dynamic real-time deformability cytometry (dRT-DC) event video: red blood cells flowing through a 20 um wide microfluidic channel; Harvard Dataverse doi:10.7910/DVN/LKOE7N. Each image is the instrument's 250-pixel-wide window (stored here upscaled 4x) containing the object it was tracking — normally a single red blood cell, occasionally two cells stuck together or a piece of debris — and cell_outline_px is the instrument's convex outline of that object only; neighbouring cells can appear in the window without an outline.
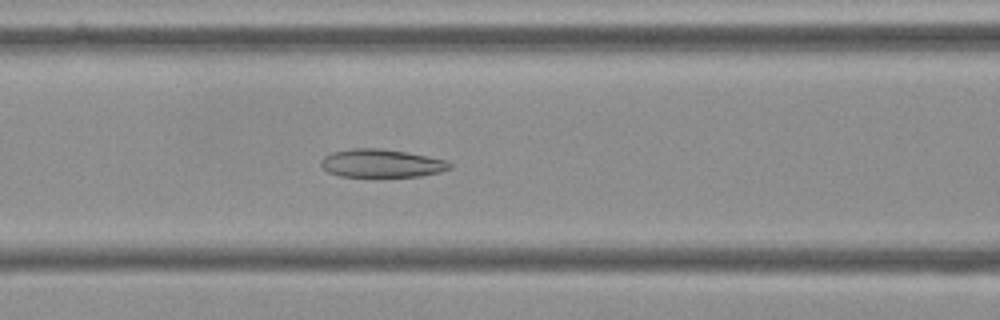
{"species": "Egyptian fruit bat (a non-hibernating species)", "species_latin": "Rousettus aegyptiacus", "temperature_condition": "cold", "stored_images_in_passage": 50, "camera_frame_rate_fps": 3000, "um_per_image_px": 0.085, "frame": {"image": 1, "passage_image": 17, "time_ms": 5.333, "image_size_px": [1000, 320], "cell_outline_px": [[452, 168], [440, 172], [420, 176], [340, 176], [328, 172], [320, 164], [320, 160], [324, 156], [332, 152], [352, 148], [380, 148], [428, 156], [444, 160], [452, 164]], "centroid_in_image_um": [32.41, 13.87], "position_along_channel_um": 134.2, "area_um2": 20.98}}
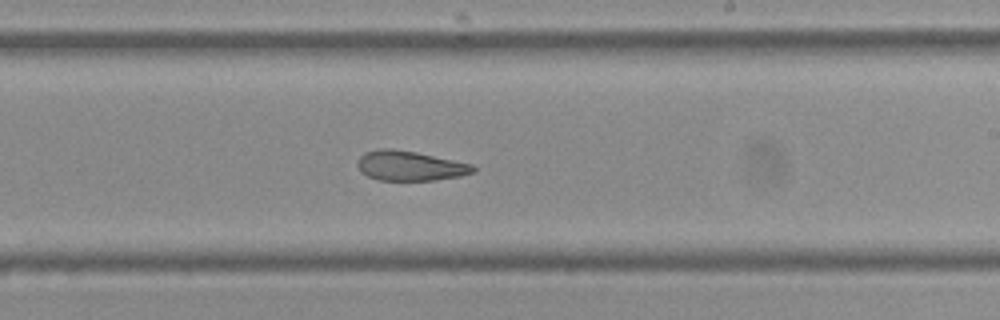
{"frame": {"image": 2, "passage_image": 27, "time_ms": 8.667, "image_size_px": [1000, 320], "cell_outline_px": [[476, 172], [460, 176], [436, 180], [376, 180], [360, 172], [356, 164], [360, 156], [364, 152], [380, 148], [392, 148], [416, 152], [472, 164], [476, 168]], "centroid_in_image_um": [34.82, 14.09], "position_along_channel_um": 254.2, "area_um2": 20.23}}
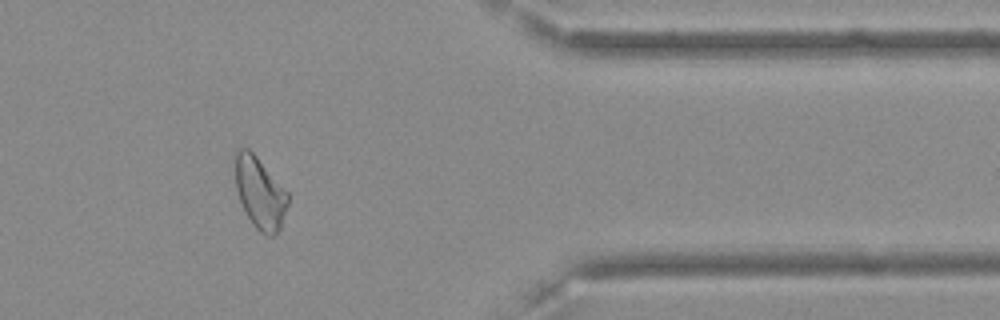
{"frame": {"image": 3, "passage_image": 40, "time_ms": 13.0, "image_size_px": [1000, 320], "cell_outline_px": [[288, 204], [280, 228], [272, 236], [268, 236], [260, 232], [252, 224], [240, 200], [236, 188], [236, 152], [240, 148], [248, 148], [256, 156], [288, 192]], "centroid_in_image_um": [22.11, 16.41], "position_along_channel_um": 389.3, "area_um2": 21.5}, "authors_computed_cell_mechanics": {"area_um2": 22.4264, "velocity_mm_per_s": 3.6012, "shape_relaxation_time_tau1_ms": null, "shape_relaxation_time_tau2_ms": 2.0964, "deformation_change_tau1": null, "deformation_change_tau2": 0.0958}}